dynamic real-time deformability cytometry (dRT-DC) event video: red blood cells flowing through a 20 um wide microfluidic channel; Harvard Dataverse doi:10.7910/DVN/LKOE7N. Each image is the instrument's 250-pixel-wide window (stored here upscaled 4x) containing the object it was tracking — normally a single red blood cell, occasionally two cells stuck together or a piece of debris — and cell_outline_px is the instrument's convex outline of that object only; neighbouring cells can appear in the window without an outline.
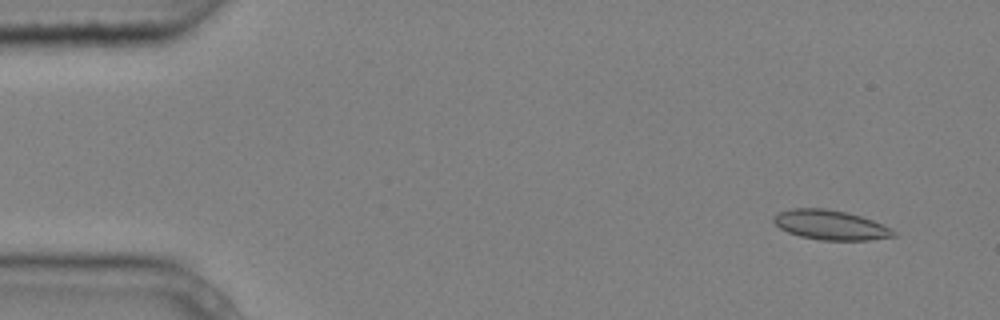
{"species": "common noctule bat (a hibernating species)", "species_latin": "Nyctalus noctula", "temperature_condition": "cold", "stored_images_in_passage": 4, "camera_frame_rate_fps": 3000, "um_per_image_px": 0.085, "animal": {"sex": "male", "body_mass_g": 20.4}, "frame": {"image": 1, "passage_image": 1, "time_ms": 0.0, "image_size_px": [1000, 320], "cell_outline_px": [[896, 236], [868, 240], [820, 240], [800, 236], [788, 232], [780, 228], [772, 220], [772, 216], [780, 212], [792, 208], [824, 208], [844, 212], [860, 216], [872, 220], [892, 228], [896, 232]], "centroid_in_image_um": [70.59, 19.12], "position_along_channel_um": 14.4, "area_um2": 20.63}}
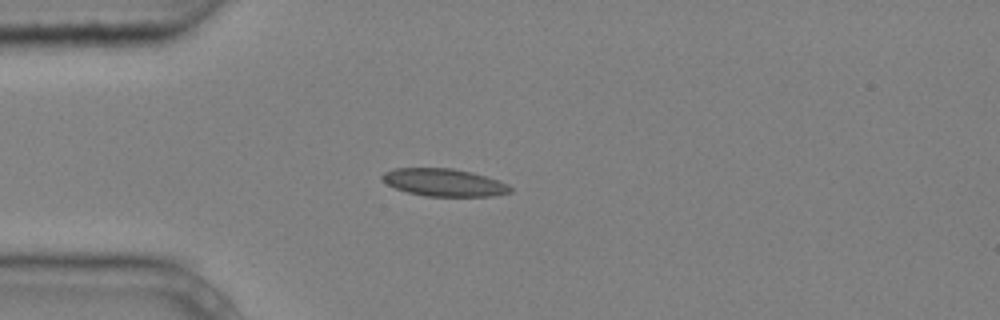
{"frame": {"image": 2, "passage_image": 4, "time_ms": 1.0, "image_size_px": [1000, 320], "cell_outline_px": [[512, 192], [492, 196], [424, 196], [408, 192], [396, 188], [388, 184], [380, 176], [384, 172], [396, 168], [452, 168], [472, 172], [508, 184], [512, 188]], "centroid_in_image_um": [37.75, 15.51], "position_along_channel_um": 47.3, "area_um2": 20.4}}